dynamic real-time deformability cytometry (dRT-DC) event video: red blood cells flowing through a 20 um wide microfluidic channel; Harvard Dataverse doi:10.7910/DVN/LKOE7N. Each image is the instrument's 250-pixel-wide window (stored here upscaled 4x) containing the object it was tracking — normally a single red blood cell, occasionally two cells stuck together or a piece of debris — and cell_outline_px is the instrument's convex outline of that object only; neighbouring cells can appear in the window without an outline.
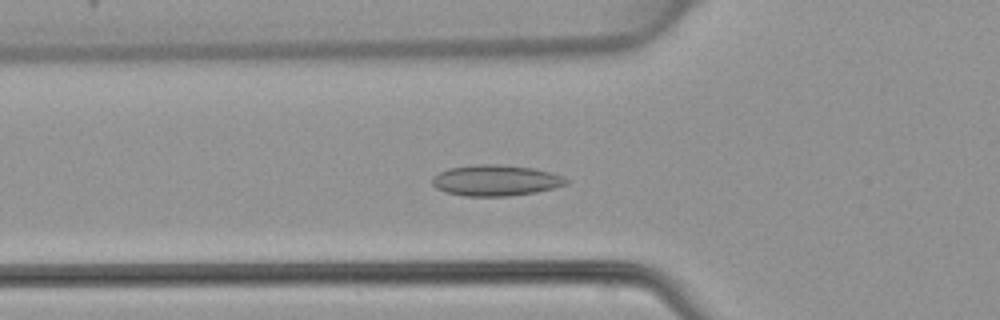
{"species": "common noctule bat (a hibernating species)", "species_latin": "Nyctalus noctula", "temperature_condition": "warm", "stored_images_in_passage": 48, "camera_frame_rate_fps": 3000, "um_per_image_px": 0.085, "animal": {"sex": "female", "body_mass_g": 22.7, "forearm_length_mm": 54.2}, "frame": {"image": 1, "passage_image": 17, "time_ms": 5.333, "image_size_px": [1000, 320], "cell_outline_px": [[572, 180], [568, 184], [536, 192], [508, 196], [464, 196], [444, 192], [436, 188], [432, 184], [432, 176], [448, 168], [476, 164], [496, 164], [532, 168], [552, 172], [564, 176]], "centroid_in_image_um": [42.15, 15.33], "position_along_channel_um": 83.7, "area_um2": 24.39}}
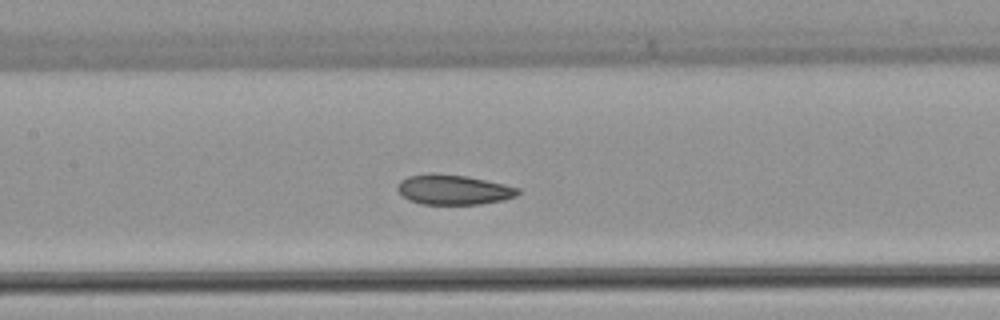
{"frame": {"image": 2, "passage_image": 23, "time_ms": 7.333, "image_size_px": [1000, 320], "cell_outline_px": [[520, 192], [516, 196], [504, 200], [480, 204], [420, 204], [408, 200], [400, 196], [396, 188], [396, 184], [400, 180], [408, 176], [432, 172], [468, 176], [504, 184], [520, 188]], "centroid_in_image_um": [38.49, 16.11], "position_along_channel_um": 168.9, "area_um2": 21.44}}
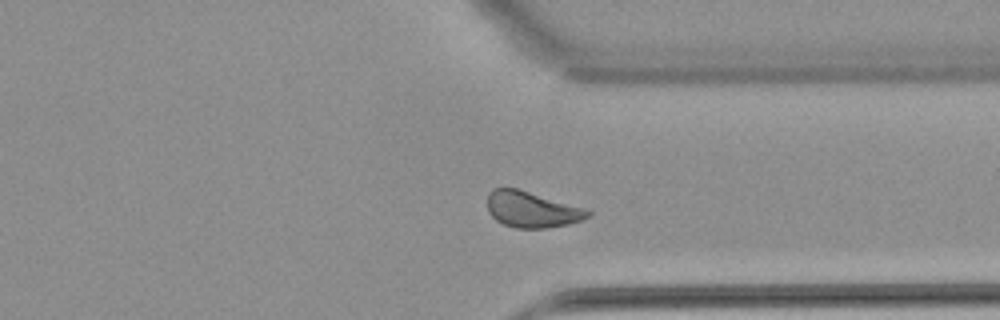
{"frame": {"image": 3, "passage_image": 37, "time_ms": 12.0, "image_size_px": [1000, 320], "cell_outline_px": [[592, 216], [568, 224], [548, 228], [516, 228], [504, 224], [496, 220], [488, 212], [488, 192], [492, 188], [516, 188], [588, 208], [592, 212]], "centroid_in_image_um": [45.24, 17.8], "position_along_channel_um": 366.2, "area_um2": 21.27}}